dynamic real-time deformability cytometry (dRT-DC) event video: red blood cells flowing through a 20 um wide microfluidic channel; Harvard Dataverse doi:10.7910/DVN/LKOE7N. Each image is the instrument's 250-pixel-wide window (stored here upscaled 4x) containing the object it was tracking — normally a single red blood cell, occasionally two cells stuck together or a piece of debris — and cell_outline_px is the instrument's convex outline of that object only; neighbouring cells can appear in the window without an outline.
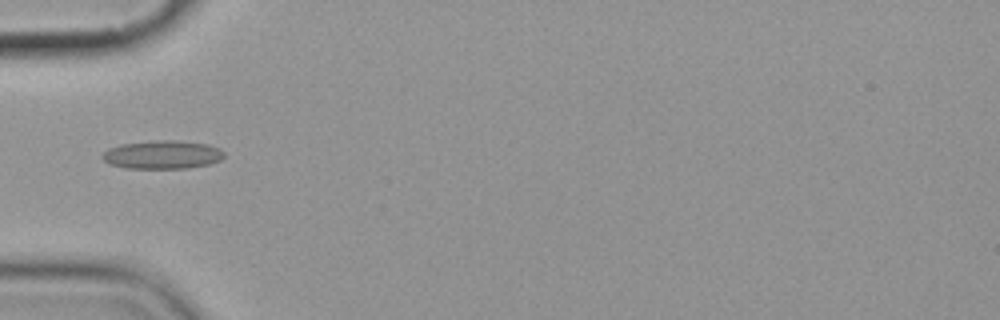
{"species": "common noctule bat (a hibernating species)", "species_latin": "Nyctalus noctula", "temperature_condition": "cold", "stored_images_in_passage": 6, "camera_frame_rate_fps": 3000, "um_per_image_px": 0.085, "animal": {"sex": "female", "body_mass_g": 19.9}, "frame": {"image": 1, "passage_image": 2, "time_ms": 1.333, "image_size_px": [1000, 320], "cell_outline_px": [[224, 156], [220, 160], [208, 164], [184, 168], [128, 168], [112, 164], [104, 160], [100, 156], [108, 148], [120, 144], [160, 140], [176, 140], [208, 144], [220, 148], [224, 152]], "centroid_in_image_um": [13.81, 13.13], "position_along_channel_um": 71.2, "area_um2": 20.0}}
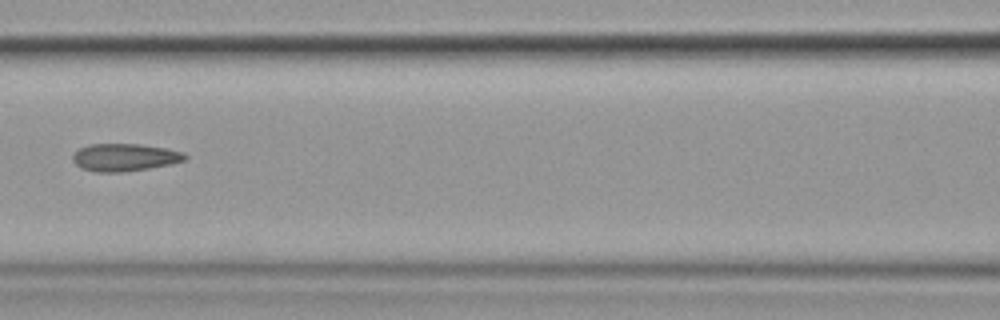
{"frame": {"image": 2, "passage_image": 4, "time_ms": 3.667, "image_size_px": [1000, 320], "cell_outline_px": [[188, 156], [184, 160], [168, 164], [148, 168], [120, 172], [96, 172], [80, 168], [72, 160], [72, 156], [80, 148], [88, 144], [140, 144], [168, 148], [184, 152]], "centroid_in_image_um": [10.58, 13.36], "position_along_channel_um": 156.0, "area_um2": 17.98}}
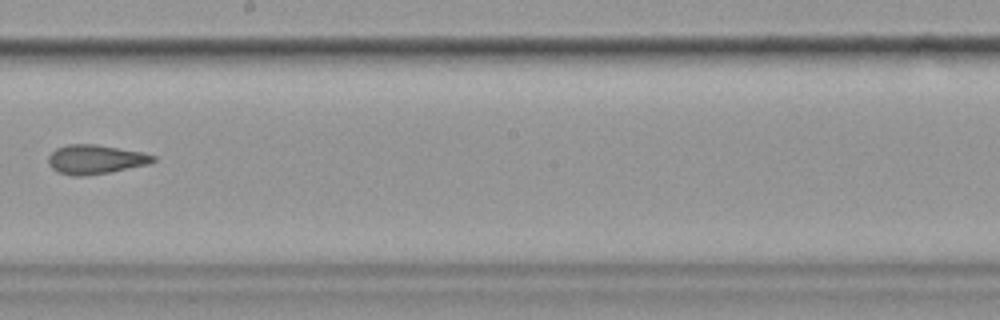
{"frame": {"image": 3, "passage_image": 6, "time_ms": 6.0, "image_size_px": [1000, 320], "cell_outline_px": [[156, 160], [148, 164], [108, 172], [84, 176], [72, 176], [60, 172], [52, 168], [48, 164], [48, 156], [56, 148], [68, 144], [96, 144], [144, 152], [156, 156]], "centroid_in_image_um": [8.11, 13.54], "position_along_channel_um": 240.1, "area_um2": 17.8}}